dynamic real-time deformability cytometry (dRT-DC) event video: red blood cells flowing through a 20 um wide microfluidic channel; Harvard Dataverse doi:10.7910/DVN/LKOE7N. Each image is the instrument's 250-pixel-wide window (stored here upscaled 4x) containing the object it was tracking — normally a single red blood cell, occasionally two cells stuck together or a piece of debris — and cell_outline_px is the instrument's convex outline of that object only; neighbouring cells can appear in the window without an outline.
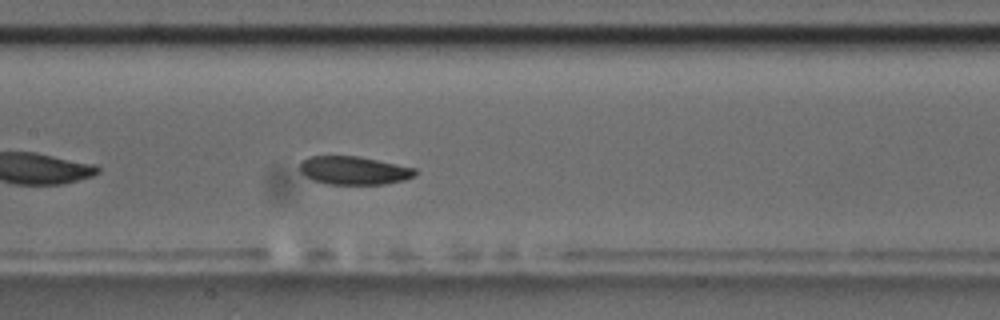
{"species": "common noctule bat (a hibernating species)", "species_latin": "Nyctalus noctula", "temperature_condition": "room temperature", "stored_images_in_passage": 41, "camera_frame_rate_fps": 3000, "um_per_image_px": 0.085, "animal": {"sex": "male", "body_mass_g": 17.5, "forearm_length_mm": 52.3}, "frame": {"image": 1, "passage_image": 12, "time_ms": 3.667, "image_size_px": [1000, 320], "cell_outline_px": [[416, 176], [404, 180], [384, 184], [328, 184], [312, 180], [304, 176], [300, 172], [300, 164], [304, 160], [312, 156], [360, 156], [416, 168]], "centroid_in_image_um": [30.09, 14.49], "position_along_channel_um": 177.3, "area_um2": 19.07}, "authors_computed_cell_mechanics": {"area_um2": 19.8832, "velocity_mm_per_s": 3.5318, "shape_relaxation_time_tau1_ms": 5.0334, "shape_relaxation_time_tau2_ms": 3.4399, "deformation_change_tau1": 0.1045, "deformation_change_tau2": 0.0764}}